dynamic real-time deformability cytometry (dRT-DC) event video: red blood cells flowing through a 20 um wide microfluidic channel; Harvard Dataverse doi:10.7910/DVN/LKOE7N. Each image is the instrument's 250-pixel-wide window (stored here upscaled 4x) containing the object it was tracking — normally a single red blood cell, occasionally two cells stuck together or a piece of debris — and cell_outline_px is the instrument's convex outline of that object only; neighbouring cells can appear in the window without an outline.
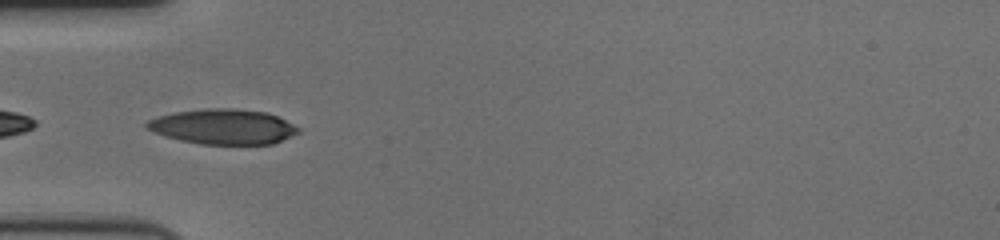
{"species": "human", "species_latin": "Homo sapiens", "temperature_condition": "cold", "stored_images_in_passage": 41, "camera_frame_rate_fps": 3000, "um_per_image_px": 0.085, "donor": {"sex": "female"}, "frame": {"image": 1, "passage_image": 1, "time_ms": 0.0, "image_size_px": [1000, 240], "cell_outline_px": [[300, 132], [292, 136], [272, 144], [200, 144], [180, 140], [164, 136], [148, 128], [144, 124], [148, 120], [156, 116], [172, 112], [208, 108], [236, 108], [268, 112], [300, 128]], "centroid_in_image_um": [18.96, 10.76], "position_along_channel_um": 66.0, "area_um2": 31.1}}
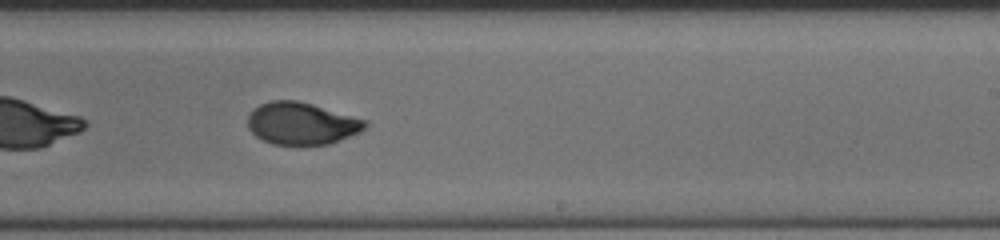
{"frame": {"image": 2, "passage_image": 18, "time_ms": 5.667, "image_size_px": [1000, 240], "cell_outline_px": [[368, 124], [360, 132], [328, 144], [272, 144], [256, 136], [248, 128], [248, 116], [260, 104], [272, 100], [296, 100], [312, 104], [368, 120]], "centroid_in_image_um": [25.65, 10.48], "position_along_channel_um": 263.4, "area_um2": 28.55}}
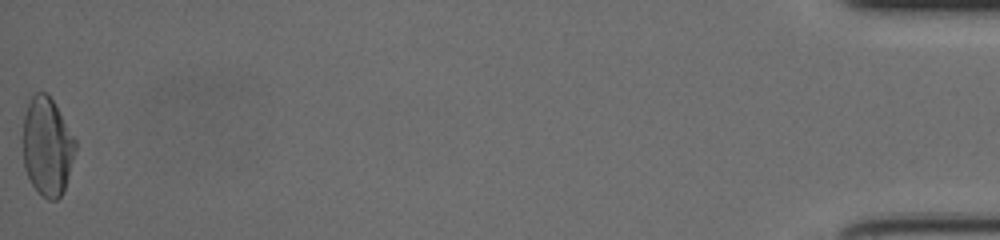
{"frame": {"image": 3, "passage_image": 41, "time_ms": 13.333, "image_size_px": [1000, 240], "cell_outline_px": [[76, 148], [64, 192], [56, 200], [48, 200], [32, 184], [24, 168], [24, 116], [28, 104], [32, 96], [36, 92], [48, 92], [76, 140]], "centroid_in_image_um": [4.03, 12.45], "position_along_channel_um": 431.2, "area_um2": 29.77}, "authors_computed_cell_mechanics": {"area_um2": 29.7092, "velocity_mm_per_s": 3.5103, "shape_relaxation_time_tau1_ms": 5.182, "shape_relaxation_time_tau2_ms": 1.2163, "deformation_change_tau1": 0.1943, "deformation_change_tau2": 0.0434}}